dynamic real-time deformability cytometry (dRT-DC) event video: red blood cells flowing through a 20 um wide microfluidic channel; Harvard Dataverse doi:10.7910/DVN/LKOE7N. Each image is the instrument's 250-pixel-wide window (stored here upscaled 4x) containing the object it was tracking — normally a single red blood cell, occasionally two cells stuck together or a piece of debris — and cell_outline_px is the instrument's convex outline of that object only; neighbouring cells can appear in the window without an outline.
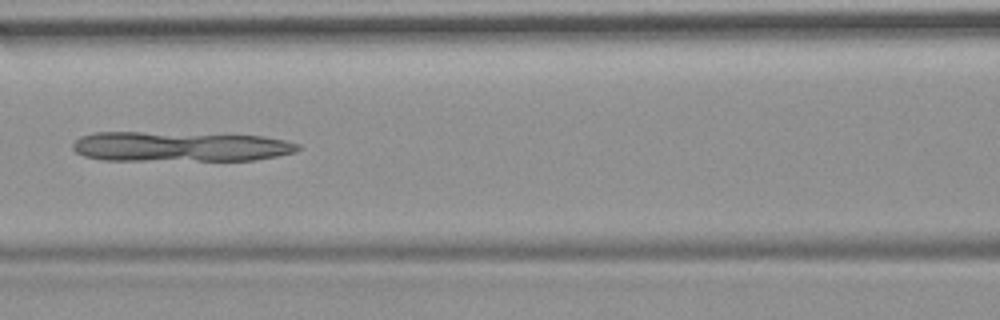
{"species": "common noctule bat (a hibernating species)", "species_latin": "Nyctalus noctula", "temperature_condition": "room temperature", "stored_images_in_passage": 6, "camera_frame_rate_fps": 3000, "um_per_image_px": 0.085, "animal": {"sex": "female", "body_mass_g": 19.9}, "frame": {"image": 1, "passage_image": 6, "time_ms": 5.667, "image_size_px": [1000, 320], "cell_outline_px": [[300, 148], [296, 152], [256, 160], [104, 160], [84, 156], [76, 152], [72, 148], [72, 144], [80, 136], [96, 132], [140, 132], [264, 136], [284, 140], [300, 144]], "centroid_in_image_um": [15.29, 12.46], "position_along_channel_um": 151.3, "area_um2": 39.25}}